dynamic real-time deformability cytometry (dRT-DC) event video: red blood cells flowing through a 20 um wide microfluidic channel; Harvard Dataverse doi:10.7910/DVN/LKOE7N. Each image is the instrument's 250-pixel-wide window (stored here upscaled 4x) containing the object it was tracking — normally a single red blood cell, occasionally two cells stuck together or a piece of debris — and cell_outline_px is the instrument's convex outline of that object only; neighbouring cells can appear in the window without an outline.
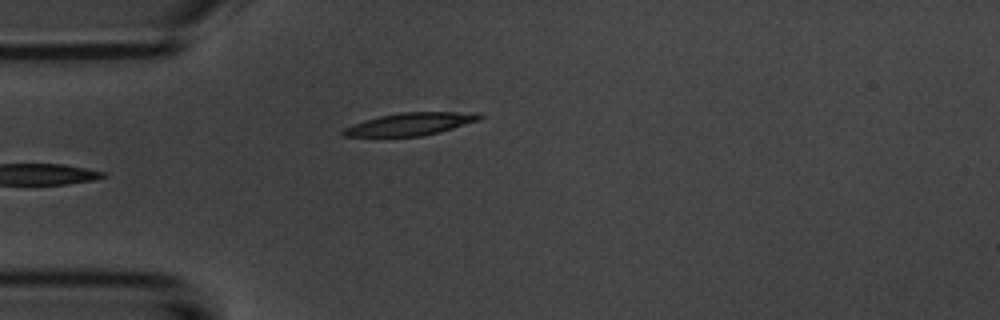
{"species": "common noctule bat (a hibernating species)", "species_latin": "Nyctalus noctula", "temperature_condition": "room temperature", "stored_images_in_passage": 4, "camera_frame_rate_fps": 3000, "um_per_image_px": 0.085, "animal": {"sex": "male", "body_mass_g": 20.1, "forearm_length_mm": 53.5}, "frame": {"image": 1, "passage_image": 4, "time_ms": 4.333, "image_size_px": [1000, 320], "cell_outline_px": [[484, 116], [480, 120], [440, 132], [420, 136], [344, 136], [340, 132], [344, 128], [352, 124], [364, 120], [380, 116], [400, 112], [480, 112]], "centroid_in_image_um": [34.92, 10.53], "position_along_channel_um": 50.1, "area_um2": 17.98}}